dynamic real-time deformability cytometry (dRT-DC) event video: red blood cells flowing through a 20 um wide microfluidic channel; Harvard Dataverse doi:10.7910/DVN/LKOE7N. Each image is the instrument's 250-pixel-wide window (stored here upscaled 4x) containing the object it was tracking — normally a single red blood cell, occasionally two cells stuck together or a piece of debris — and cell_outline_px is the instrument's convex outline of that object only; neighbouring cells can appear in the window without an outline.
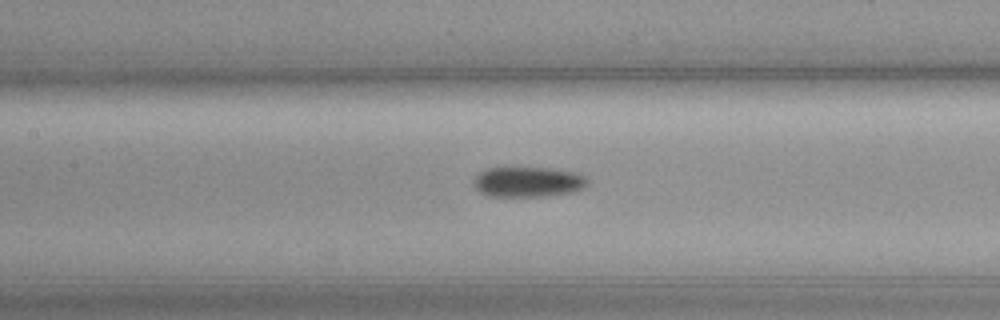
{"species": "common noctule bat (a hibernating species)", "species_latin": "Nyctalus noctula", "temperature_condition": "cold", "stored_images_in_passage": 53, "camera_frame_rate_fps": 3000, "um_per_image_px": 0.085, "animal": {"sex": "female", "body_mass_g": 19.3, "forearm_length_mm": 54.1}, "frame": {"image": 1, "passage_image": 22, "time_ms": 7.0, "image_size_px": [1000, 320], "cell_outline_px": [[588, 184], [584, 188], [572, 192], [548, 196], [488, 196], [480, 192], [476, 188], [472, 180], [480, 172], [488, 168], [556, 168], [576, 172], [584, 176], [588, 180]], "centroid_in_image_um": [44.91, 15.46], "position_along_channel_um": 162.5, "area_um2": 20.17}}
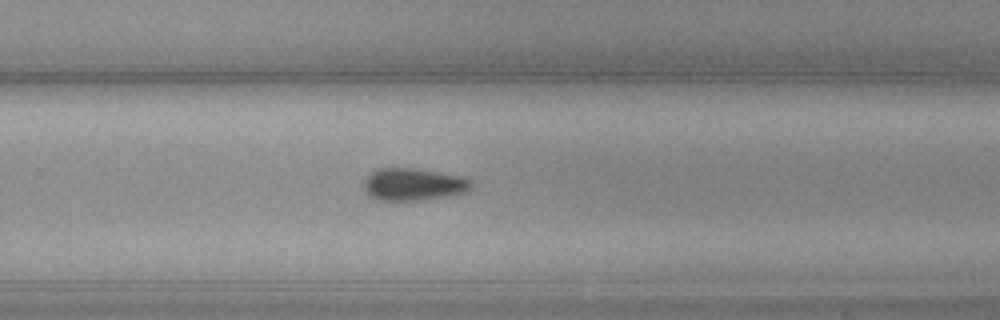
{"frame": {"image": 2, "passage_image": 33, "time_ms": 10.667, "image_size_px": [1000, 320], "cell_outline_px": [[472, 188], [468, 192], [448, 196], [424, 200], [396, 204], [376, 200], [368, 196], [364, 188], [364, 180], [372, 172], [380, 168], [416, 168], [460, 176], [472, 180]], "centroid_in_image_um": [35.12, 15.73], "position_along_channel_um": 294.7, "area_um2": 21.1}}
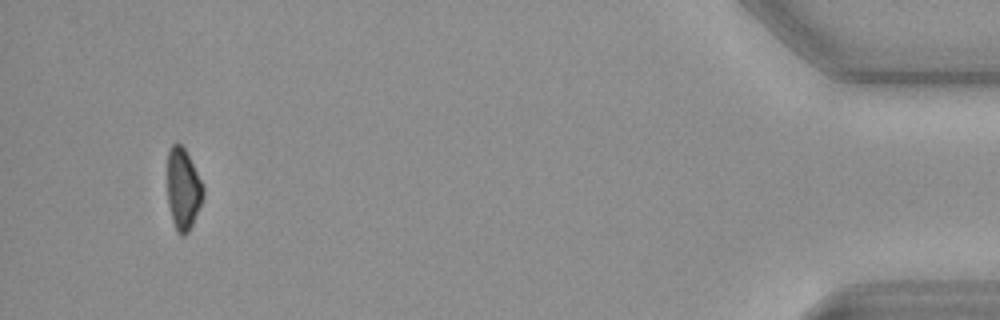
{"frame": {"image": 3, "passage_image": 50, "time_ms": 16.333, "image_size_px": [1000, 320], "cell_outline_px": [[204, 196], [192, 224], [188, 232], [184, 236], [180, 236], [176, 232], [172, 220], [168, 204], [168, 152], [172, 144], [180, 144], [184, 148], [204, 184]], "centroid_in_image_um": [15.57, 16.1], "position_along_channel_um": 419.6, "area_um2": 16.99}, "authors_computed_cell_mechanics": {"area_um2": 19.3052, "velocity_mm_per_s": 3.6276, "shape_relaxation_time_tau1_ms": 4.6973, "shape_relaxation_time_tau2_ms": null, "deformation_change_tau1": 0.0877, "deformation_change_tau2": null}}